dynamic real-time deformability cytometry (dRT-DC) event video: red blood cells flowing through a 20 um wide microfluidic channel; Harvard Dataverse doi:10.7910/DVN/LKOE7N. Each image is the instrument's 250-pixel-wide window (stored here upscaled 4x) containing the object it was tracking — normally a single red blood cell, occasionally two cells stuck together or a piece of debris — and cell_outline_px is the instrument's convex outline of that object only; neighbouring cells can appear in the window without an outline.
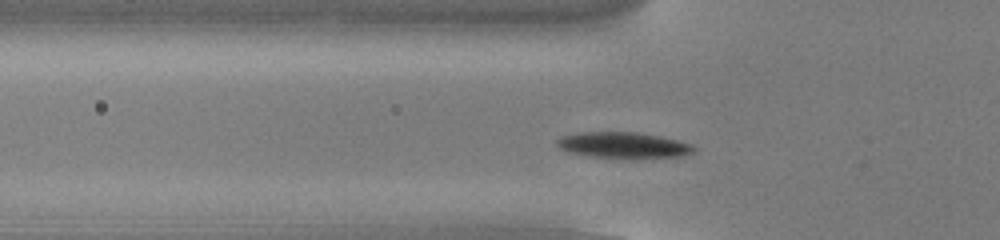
{"species": "common noctule bat (a hibernating species)", "species_latin": "Nyctalus noctula", "temperature_condition": "cold", "stored_images_in_passage": 46, "camera_frame_rate_fps": 3000, "um_per_image_px": 0.085, "animal": {"sex": "male", "body_mass_g": 13.0, "forearm_length_mm": 53.1}, "frame": {"image": 1, "passage_image": 10, "time_ms": 3.0, "image_size_px": [1000, 240], "cell_outline_px": [[696, 152], [684, 156], [592, 156], [568, 152], [560, 148], [556, 144], [556, 140], [560, 136], [580, 132], [636, 132], [660, 136], [692, 144], [696, 148]], "centroid_in_image_um": [52.97, 12.3], "position_along_channel_um": 72.8, "area_um2": 20.06}}
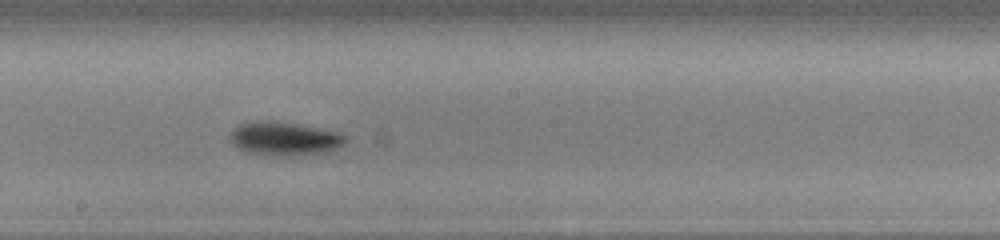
{"frame": {"image": 2, "passage_image": 22, "time_ms": 7.0, "image_size_px": [1000, 240], "cell_outline_px": [[348, 140], [344, 144], [328, 152], [288, 156], [248, 152], [236, 148], [232, 144], [228, 136], [232, 128], [240, 124], [256, 120], [268, 120], [296, 124], [320, 128], [340, 132], [348, 136]], "centroid_in_image_um": [24.17, 11.77], "position_along_channel_um": 224.0, "area_um2": 22.83}}
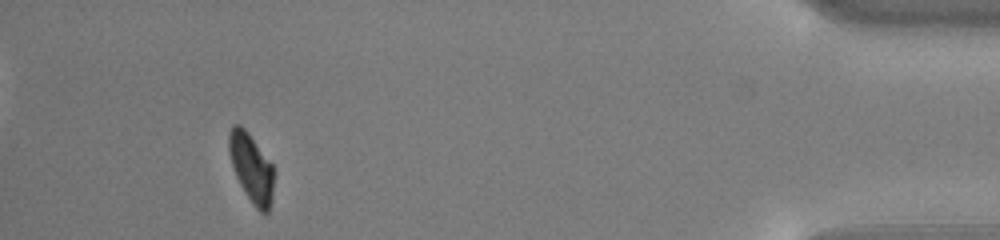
{"frame": {"image": 3, "passage_image": 42, "time_ms": 13.667, "image_size_px": [1000, 240], "cell_outline_px": [[272, 200], [268, 212], [264, 216], [256, 208], [240, 184], [236, 176], [228, 152], [228, 132], [232, 124], [240, 124], [248, 132], [272, 164]], "centroid_in_image_um": [21.34, 14.24], "position_along_channel_um": 413.9, "area_um2": 17.8}, "authors_computed_cell_mechanics": {"area_um2": 20.0277, "velocity_mm_per_s": 3.7843, "shape_relaxation_time_tau1_ms": 1.3322, "shape_relaxation_time_tau2_ms": null, "deformation_change_tau1": 0.1297, "deformation_change_tau2": null}}